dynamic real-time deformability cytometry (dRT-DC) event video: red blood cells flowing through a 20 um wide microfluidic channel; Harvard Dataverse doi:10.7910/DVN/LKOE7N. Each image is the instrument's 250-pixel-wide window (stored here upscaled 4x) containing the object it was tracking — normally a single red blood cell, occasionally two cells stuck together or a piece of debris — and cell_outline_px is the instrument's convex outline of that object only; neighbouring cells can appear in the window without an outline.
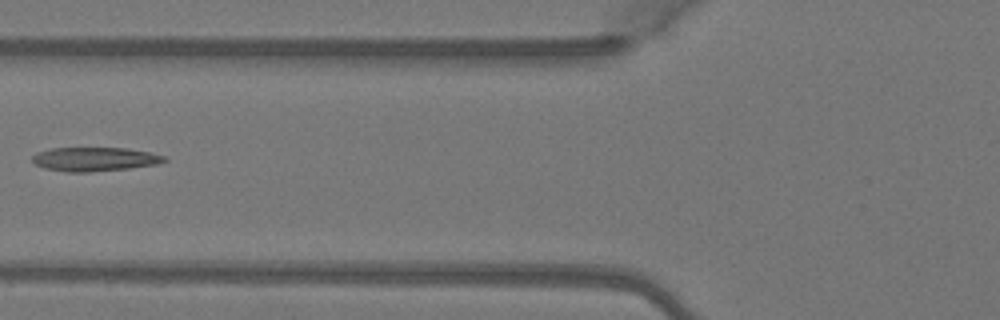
{"species": "Egyptian fruit bat (a non-hibernating species)", "species_latin": "Rousettus aegyptiacus", "temperature_condition": "warm", "stored_images_in_passage": 6, "camera_frame_rate_fps": 3000, "um_per_image_px": 0.085, "animal": {"sex": "female"}, "frame": {"image": 1, "passage_image": 6, "time_ms": 1.667, "image_size_px": [1000, 320], "cell_outline_px": [[168, 160], [156, 164], [128, 168], [88, 172], [68, 172], [44, 168], [36, 164], [32, 160], [32, 156], [36, 152], [52, 148], [128, 148], [148, 152], [164, 156]], "centroid_in_image_um": [8.02, 13.52], "position_along_channel_um": 117.8, "area_um2": 18.26}}